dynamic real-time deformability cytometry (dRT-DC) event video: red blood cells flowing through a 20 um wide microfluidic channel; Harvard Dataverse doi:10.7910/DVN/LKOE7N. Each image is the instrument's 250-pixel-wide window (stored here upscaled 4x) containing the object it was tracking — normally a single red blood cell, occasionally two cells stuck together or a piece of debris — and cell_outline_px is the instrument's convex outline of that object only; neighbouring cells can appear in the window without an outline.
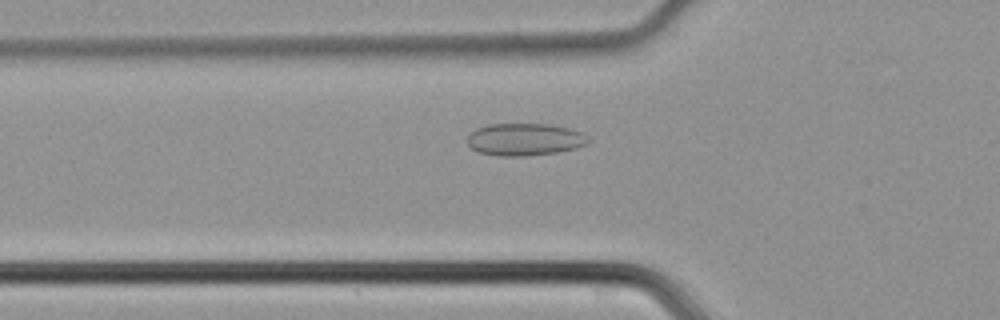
{"species": "common noctule bat (a hibernating species)", "species_latin": "Nyctalus noctula", "temperature_condition": "cold", "stored_images_in_passage": 45, "camera_frame_rate_fps": 3000, "um_per_image_px": 0.085, "animal": {"sex": "male", "body_mass_g": 21.5, "forearm_length_mm": 52.0}, "frame": {"image": 1, "passage_image": 15, "time_ms": 4.667, "image_size_px": [1000, 320], "cell_outline_px": [[588, 144], [576, 148], [556, 152], [528, 156], [500, 156], [476, 152], [468, 144], [468, 136], [476, 128], [488, 124], [548, 124], [568, 128], [584, 132], [588, 136]], "centroid_in_image_um": [44.61, 11.85], "position_along_channel_um": 81.2, "area_um2": 22.89}}
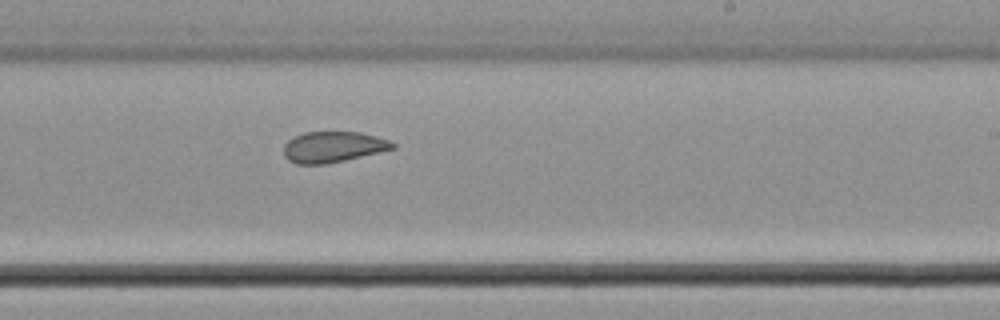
{"frame": {"image": 2, "passage_image": 27, "time_ms": 8.667, "image_size_px": [1000, 320], "cell_outline_px": [[396, 148], [380, 152], [344, 160], [324, 164], [296, 164], [288, 160], [284, 156], [284, 144], [288, 140], [304, 132], [360, 132], [376, 136], [388, 140], [396, 144]], "centroid_in_image_um": [28.31, 12.49], "position_along_channel_um": 260.7, "area_um2": 19.54}}
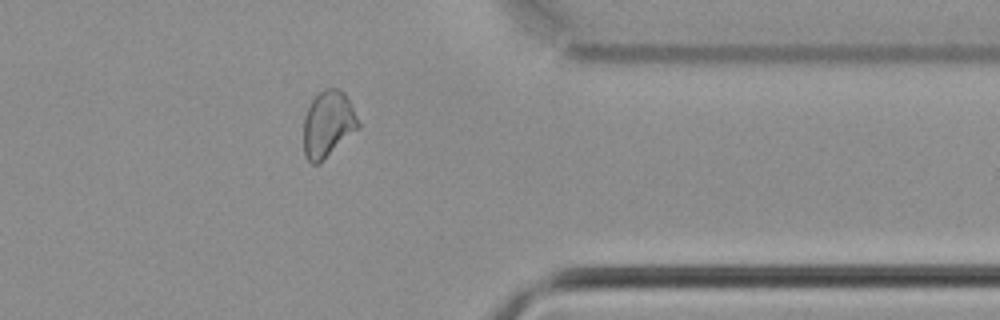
{"frame": {"image": 3, "passage_image": 36, "time_ms": 11.667, "image_size_px": [1000, 320], "cell_outline_px": [[360, 128], [320, 164], [312, 164], [304, 156], [304, 116], [312, 100], [324, 88], [340, 88], [344, 92], [360, 124]], "centroid_in_image_um": [27.88, 10.58], "position_along_channel_um": 383.5, "area_um2": 21.27}}